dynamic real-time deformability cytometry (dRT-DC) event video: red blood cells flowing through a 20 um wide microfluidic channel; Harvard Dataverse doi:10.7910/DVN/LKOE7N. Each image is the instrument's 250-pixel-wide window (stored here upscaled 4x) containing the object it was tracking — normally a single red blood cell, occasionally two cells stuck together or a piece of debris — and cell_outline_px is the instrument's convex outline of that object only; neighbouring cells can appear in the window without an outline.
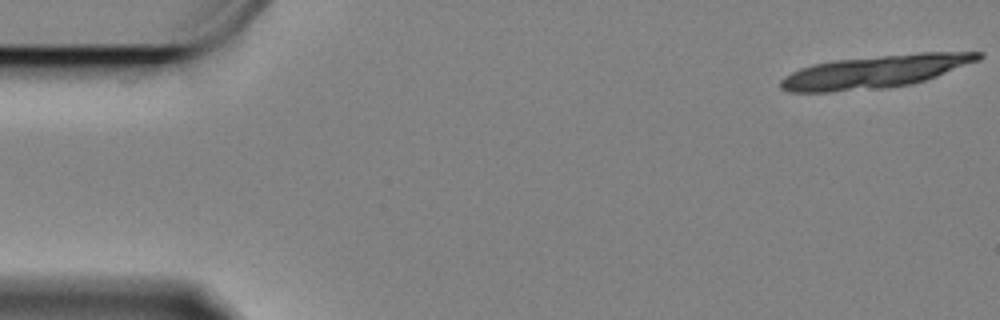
{"species": "Egyptian fruit bat (a non-hibernating species)", "species_latin": "Rousettus aegyptiacus", "temperature_condition": "cold", "stored_images_in_passage": 7, "camera_frame_rate_fps": 3000, "um_per_image_px": 0.085, "animal": {"sex": "female"}, "frame": {"image": 1, "passage_image": 1, "time_ms": 0.0, "image_size_px": [1000, 320], "cell_outline_px": [[984, 56], [980, 60], [936, 76], [912, 84], [888, 88], [832, 92], [788, 92], [780, 88], [780, 80], [784, 76], [800, 68], [812, 64], [832, 60], [920, 52], [984, 52]], "centroid_in_image_um": [74.37, 6.09], "position_along_channel_um": 10.6, "area_um2": 38.03}}